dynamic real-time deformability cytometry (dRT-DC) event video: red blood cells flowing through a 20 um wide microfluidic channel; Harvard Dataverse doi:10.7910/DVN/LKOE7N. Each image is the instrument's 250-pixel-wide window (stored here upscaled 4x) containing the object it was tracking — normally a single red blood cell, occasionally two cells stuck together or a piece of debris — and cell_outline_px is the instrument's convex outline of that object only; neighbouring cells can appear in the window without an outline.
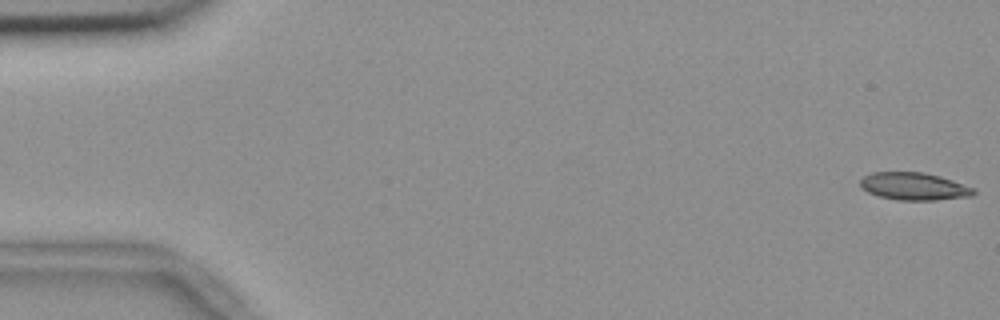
{"species": "common noctule bat (a hibernating species)", "species_latin": "Nyctalus noctula", "temperature_condition": "room temperature", "stored_images_in_passage": 6, "camera_frame_rate_fps": 3000, "um_per_image_px": 0.085, "animal": {"sex": "female", "body_mass_g": 18.4}, "frame": {"image": 1, "passage_image": 1, "time_ms": 0.0, "image_size_px": [1000, 320], "cell_outline_px": [[976, 192], [972, 196], [936, 200], [896, 200], [880, 196], [868, 192], [860, 188], [860, 180], [864, 176], [872, 172], [924, 172], [940, 176], [976, 188]], "centroid_in_image_um": [77.7, 15.84], "position_along_channel_um": 7.3, "area_um2": 18.32}}
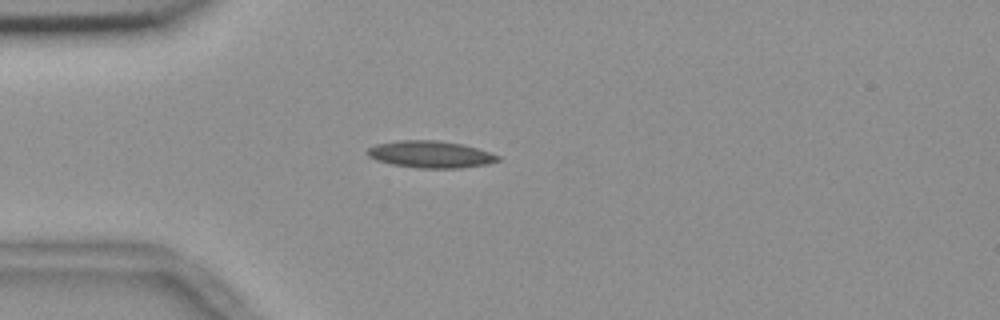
{"frame": {"image": 2, "passage_image": 5, "time_ms": 1.333, "image_size_px": [1000, 320], "cell_outline_px": [[500, 160], [488, 164], [460, 168], [416, 168], [392, 164], [376, 160], [368, 156], [368, 148], [376, 144], [400, 140], [436, 140], [460, 144], [476, 148], [500, 156]], "centroid_in_image_um": [36.58, 13.13], "position_along_channel_um": 48.4, "area_um2": 20.35}}